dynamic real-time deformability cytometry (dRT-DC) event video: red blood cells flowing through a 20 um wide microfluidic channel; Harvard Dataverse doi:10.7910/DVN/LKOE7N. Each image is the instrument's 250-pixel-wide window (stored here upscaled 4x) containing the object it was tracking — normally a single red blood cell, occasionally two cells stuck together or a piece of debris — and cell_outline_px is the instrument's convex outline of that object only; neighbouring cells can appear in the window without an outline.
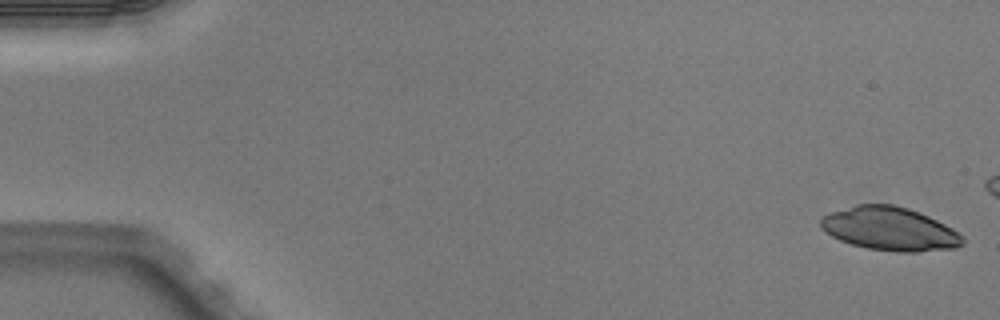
{"species": "Egyptian fruit bat (a non-hibernating species)", "species_latin": "Rousettus aegyptiacus", "temperature_condition": "warm", "stored_images_in_passage": 8, "camera_frame_rate_fps": 3000, "um_per_image_px": 0.085, "animal": {"sex": "male"}, "frame": {"image": 1, "passage_image": 1, "time_ms": 0.0, "image_size_px": [1000, 320], "cell_outline_px": [[964, 244], [956, 248], [916, 252], [896, 252], [868, 248], [852, 244], [840, 240], [832, 236], [820, 228], [820, 220], [828, 212], [856, 204], [892, 204], [908, 208], [920, 212], [952, 228], [964, 236]], "centroid_in_image_um": [75.63, 19.45], "position_along_channel_um": 9.4, "area_um2": 36.13}}
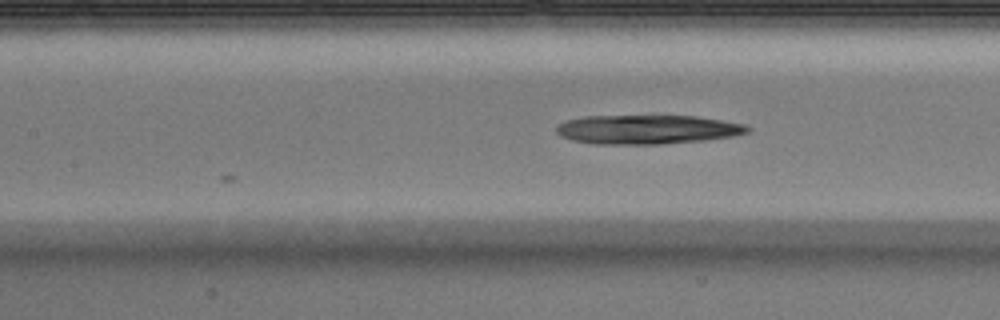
{"frame": {"image": 2, "passage_image": 8, "time_ms": 2.333, "image_size_px": [1000, 320], "cell_outline_px": [[752, 128], [748, 132], [732, 136], [704, 140], [660, 144], [592, 144], [572, 140], [560, 136], [556, 132], [556, 124], [564, 120], [584, 116], [696, 116], [744, 124]], "centroid_in_image_um": [54.95, 11.0], "position_along_channel_um": 152.5, "area_um2": 32.54}}